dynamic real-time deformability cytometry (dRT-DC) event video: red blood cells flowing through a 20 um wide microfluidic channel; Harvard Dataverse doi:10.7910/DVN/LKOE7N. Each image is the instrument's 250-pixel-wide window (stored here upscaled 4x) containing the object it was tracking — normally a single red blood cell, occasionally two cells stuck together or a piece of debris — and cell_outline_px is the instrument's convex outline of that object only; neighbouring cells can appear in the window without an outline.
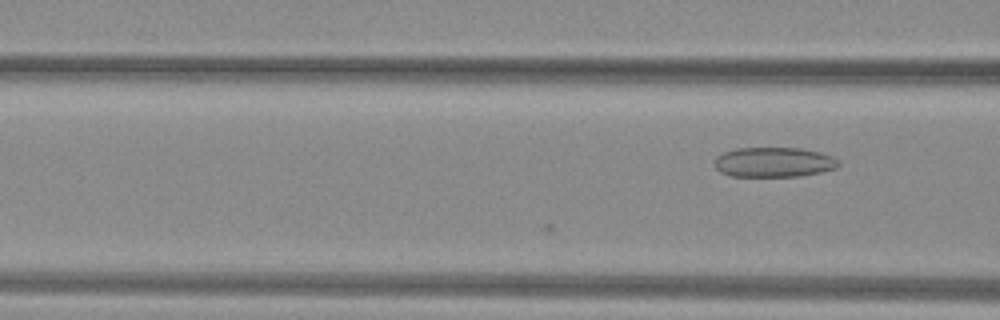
{"species": "common noctule bat (a hibernating species)", "species_latin": "Nyctalus noctula", "temperature_condition": "warm", "stored_images_in_passage": 3, "camera_frame_rate_fps": 3000, "um_per_image_px": 0.085, "animal": {"sex": "female", "body_mass_g": 29.2, "forearm_length_mm": 56.3}, "frame": {"image": 1, "passage_image": 3, "time_ms": 0.667, "image_size_px": [1000, 320], "cell_outline_px": [[840, 164], [836, 168], [820, 172], [800, 176], [732, 176], [720, 172], [712, 164], [716, 156], [724, 152], [736, 148], [800, 148], [820, 152], [832, 156]], "centroid_in_image_um": [65.73, 13.78], "position_along_channel_um": 100.9, "area_um2": 21.62}}